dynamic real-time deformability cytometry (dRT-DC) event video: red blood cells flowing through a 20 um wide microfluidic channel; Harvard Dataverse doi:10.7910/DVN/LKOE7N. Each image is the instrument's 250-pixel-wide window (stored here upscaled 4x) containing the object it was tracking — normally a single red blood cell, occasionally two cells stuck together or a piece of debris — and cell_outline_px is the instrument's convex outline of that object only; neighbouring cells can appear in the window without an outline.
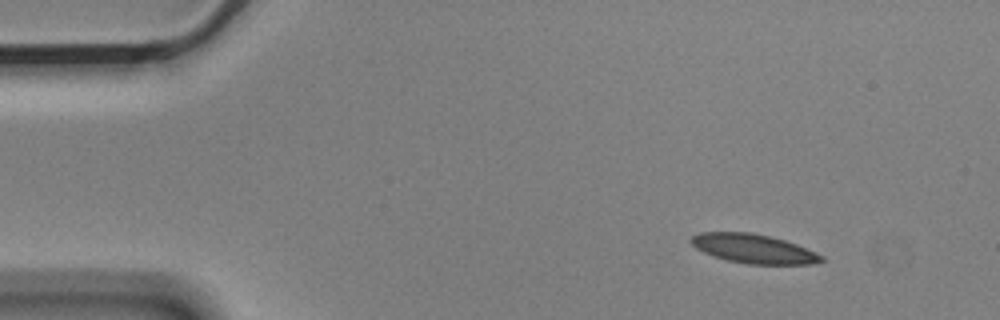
{"species": "Egyptian fruit bat (a non-hibernating species)", "species_latin": "Rousettus aegyptiacus", "temperature_condition": "cold", "stored_images_in_passage": 3, "camera_frame_rate_fps": 3000, "um_per_image_px": 0.085, "animal": {"sex": "male"}, "frame": {"image": 1, "passage_image": 1, "time_ms": 0.0, "image_size_px": [1000, 320], "cell_outline_px": [[824, 260], [812, 264], [748, 264], [728, 260], [712, 256], [696, 248], [688, 240], [692, 236], [700, 232], [752, 232], [784, 240], [796, 244], [816, 252], [824, 256]], "centroid_in_image_um": [64.04, 21.13], "position_along_channel_um": 21.0, "area_um2": 22.08}}